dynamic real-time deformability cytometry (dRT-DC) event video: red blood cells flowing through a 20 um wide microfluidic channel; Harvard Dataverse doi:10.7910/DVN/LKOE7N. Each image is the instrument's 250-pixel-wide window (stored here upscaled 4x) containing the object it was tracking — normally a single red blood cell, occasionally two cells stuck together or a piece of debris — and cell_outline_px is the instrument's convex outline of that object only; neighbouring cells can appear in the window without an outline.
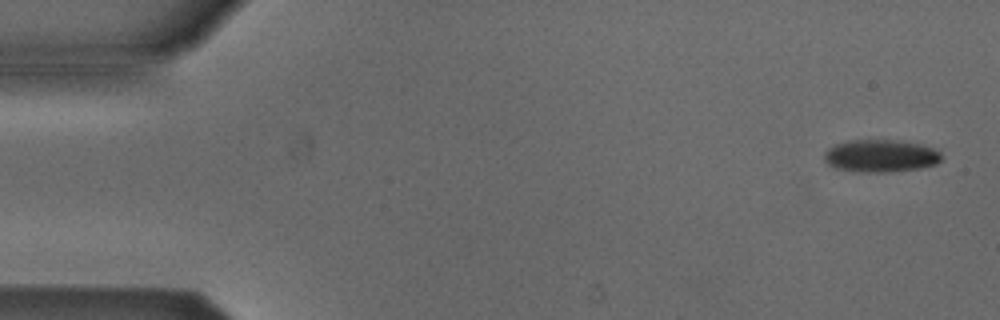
{"species": "Egyptian fruit bat (a non-hibernating species)", "species_latin": "Rousettus aegyptiacus", "temperature_condition": "cold", "stored_images_in_passage": 4, "camera_frame_rate_fps": 3000, "um_per_image_px": 0.085, "animal": {"sex": "male"}, "frame": {"image": 1, "passage_image": 1, "time_ms": 0.0, "image_size_px": [1000, 320], "cell_outline_px": [[940, 160], [936, 164], [920, 168], [888, 172], [856, 172], [836, 168], [828, 164], [824, 160], [824, 152], [828, 148], [836, 144], [848, 140], [892, 140], [920, 144], [932, 148], [940, 152]], "centroid_in_image_um": [74.81, 13.25], "position_along_channel_um": 10.2, "area_um2": 22.14}}